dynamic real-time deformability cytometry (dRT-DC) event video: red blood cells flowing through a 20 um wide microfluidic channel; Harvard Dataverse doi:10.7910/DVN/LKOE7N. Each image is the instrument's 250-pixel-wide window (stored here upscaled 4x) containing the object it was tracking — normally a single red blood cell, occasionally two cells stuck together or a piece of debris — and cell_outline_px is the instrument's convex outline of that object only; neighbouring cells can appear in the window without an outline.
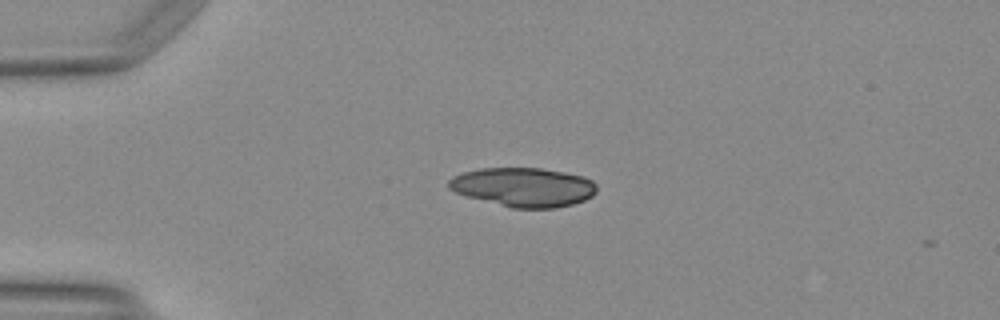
{"species": "Egyptian fruit bat (a non-hibernating species)", "species_latin": "Rousettus aegyptiacus", "temperature_condition": "warm", "stored_images_in_passage": 2, "camera_frame_rate_fps": 3000, "um_per_image_px": 0.085, "animal": {"sex": "female"}, "frame": {"image": 1, "passage_image": 1, "time_ms": 0.0, "image_size_px": [1000, 320], "cell_outline_px": [[596, 192], [592, 196], [584, 200], [572, 204], [556, 208], [512, 208], [464, 196], [448, 188], [448, 180], [452, 176], [464, 172], [480, 168], [540, 168], [564, 172], [584, 176], [592, 180], [596, 184]], "centroid_in_image_um": [44.48, 15.91], "position_along_channel_um": 40.5, "area_um2": 33.87}}